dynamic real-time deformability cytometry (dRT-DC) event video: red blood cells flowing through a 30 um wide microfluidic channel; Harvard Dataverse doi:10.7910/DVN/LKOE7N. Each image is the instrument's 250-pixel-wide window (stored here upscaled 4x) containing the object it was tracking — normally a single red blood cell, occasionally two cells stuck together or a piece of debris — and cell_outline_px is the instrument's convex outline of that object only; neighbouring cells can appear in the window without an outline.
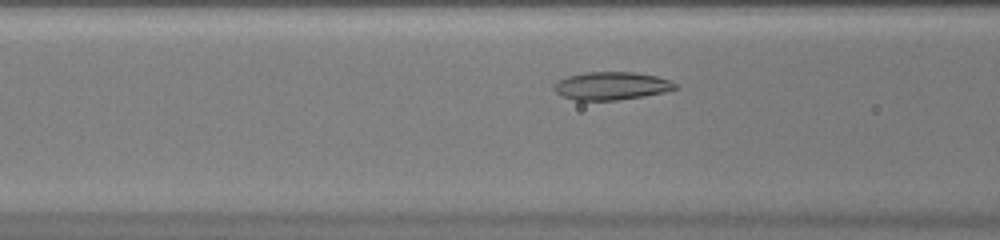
{"species": "common noctule bat (a hibernating species)", "species_latin": "Nyctalus noctula", "temperature_condition": "warm", "stored_images_in_passage": 36, "camera_frame_rate_fps": 3000, "um_per_image_px": 0.085, "animal": {"sex": "female", "body_mass_g": 20.0, "forearm_length_mm": 54.0}, "frame": {"image": 1, "passage_image": 9, "time_ms": 2.667, "image_size_px": [1000, 240], "cell_outline_px": [[680, 88], [668, 92], [644, 96], [616, 100], [576, 100], [560, 96], [552, 88], [552, 84], [568, 76], [584, 72], [636, 72], [656, 76], [668, 80], [676, 84]], "centroid_in_image_um": [51.98, 7.3], "position_along_channel_um": 114.6, "area_um2": 19.94}}
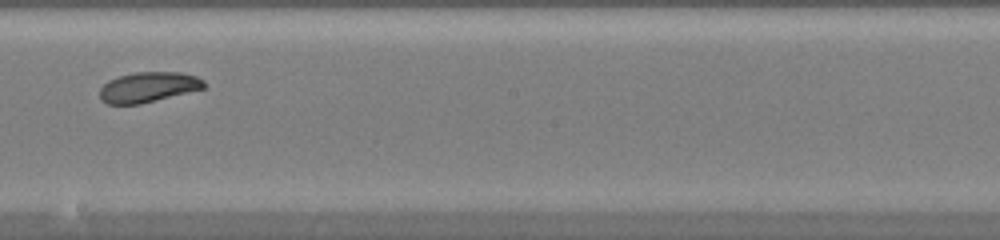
{"frame": {"image": 2, "passage_image": 18, "time_ms": 5.667, "image_size_px": [1000, 240], "cell_outline_px": [[204, 88], [140, 104], [108, 104], [100, 100], [100, 88], [108, 80], [120, 76], [136, 72], [180, 72], [196, 76], [204, 80]], "centroid_in_image_um": [12.58, 7.4], "position_along_channel_um": 235.6, "area_um2": 18.21}}
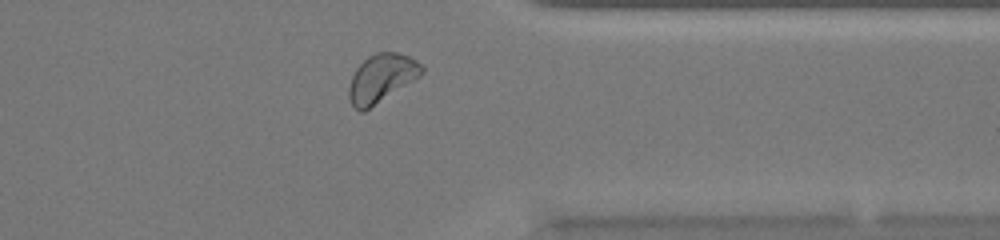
{"frame": {"image": 3, "passage_image": 29, "time_ms": 9.333, "image_size_px": [1000, 240], "cell_outline_px": [[424, 72], [420, 76], [364, 112], [360, 112], [352, 104], [348, 96], [348, 88], [352, 76], [356, 68], [368, 56], [376, 52], [396, 52], [408, 56], [416, 60], [424, 68]], "centroid_in_image_um": [32.42, 6.64], "position_along_channel_um": 379.0, "area_um2": 20.35}, "authors_computed_cell_mechanics": {"area_um2": 19.4497, "velocity_mm_per_s": 4.042, "shape_relaxation_time_tau1_ms": 3.7622, "shape_relaxation_time_tau2_ms": null, "deformation_change_tau1": 0.0945, "deformation_change_tau2": null}}